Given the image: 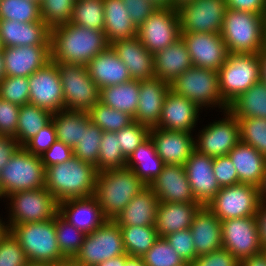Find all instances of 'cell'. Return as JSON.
<instances>
[{
    "instance_id": "50",
    "label": "cell",
    "mask_w": 266,
    "mask_h": 266,
    "mask_svg": "<svg viewBox=\"0 0 266 266\" xmlns=\"http://www.w3.org/2000/svg\"><path fill=\"white\" fill-rule=\"evenodd\" d=\"M28 77L5 76L0 81V99L23 106L29 103Z\"/></svg>"
},
{
    "instance_id": "63",
    "label": "cell",
    "mask_w": 266,
    "mask_h": 266,
    "mask_svg": "<svg viewBox=\"0 0 266 266\" xmlns=\"http://www.w3.org/2000/svg\"><path fill=\"white\" fill-rule=\"evenodd\" d=\"M240 266H266V250L241 260Z\"/></svg>"
},
{
    "instance_id": "70",
    "label": "cell",
    "mask_w": 266,
    "mask_h": 266,
    "mask_svg": "<svg viewBox=\"0 0 266 266\" xmlns=\"http://www.w3.org/2000/svg\"><path fill=\"white\" fill-rule=\"evenodd\" d=\"M192 1L193 0H171V7L175 8L177 10L182 5H185V4L192 2Z\"/></svg>"
},
{
    "instance_id": "77",
    "label": "cell",
    "mask_w": 266,
    "mask_h": 266,
    "mask_svg": "<svg viewBox=\"0 0 266 266\" xmlns=\"http://www.w3.org/2000/svg\"><path fill=\"white\" fill-rule=\"evenodd\" d=\"M179 266H191V263H187L185 265H179Z\"/></svg>"
},
{
    "instance_id": "62",
    "label": "cell",
    "mask_w": 266,
    "mask_h": 266,
    "mask_svg": "<svg viewBox=\"0 0 266 266\" xmlns=\"http://www.w3.org/2000/svg\"><path fill=\"white\" fill-rule=\"evenodd\" d=\"M260 242L266 249V202L261 201L255 215Z\"/></svg>"
},
{
    "instance_id": "12",
    "label": "cell",
    "mask_w": 266,
    "mask_h": 266,
    "mask_svg": "<svg viewBox=\"0 0 266 266\" xmlns=\"http://www.w3.org/2000/svg\"><path fill=\"white\" fill-rule=\"evenodd\" d=\"M123 254L126 252L121 229L113 220H107L102 226L86 234L80 251L73 259L87 266H97Z\"/></svg>"
},
{
    "instance_id": "5",
    "label": "cell",
    "mask_w": 266,
    "mask_h": 266,
    "mask_svg": "<svg viewBox=\"0 0 266 266\" xmlns=\"http://www.w3.org/2000/svg\"><path fill=\"white\" fill-rule=\"evenodd\" d=\"M9 231L18 240L28 261L57 265L66 260L58 247L55 217L46 221L11 225Z\"/></svg>"
},
{
    "instance_id": "25",
    "label": "cell",
    "mask_w": 266,
    "mask_h": 266,
    "mask_svg": "<svg viewBox=\"0 0 266 266\" xmlns=\"http://www.w3.org/2000/svg\"><path fill=\"white\" fill-rule=\"evenodd\" d=\"M58 213L85 234L93 232L108 220L93 196L63 200L59 202Z\"/></svg>"
},
{
    "instance_id": "17",
    "label": "cell",
    "mask_w": 266,
    "mask_h": 266,
    "mask_svg": "<svg viewBox=\"0 0 266 266\" xmlns=\"http://www.w3.org/2000/svg\"><path fill=\"white\" fill-rule=\"evenodd\" d=\"M29 103L55 113L65 109L57 63L50 61L28 77Z\"/></svg>"
},
{
    "instance_id": "1",
    "label": "cell",
    "mask_w": 266,
    "mask_h": 266,
    "mask_svg": "<svg viewBox=\"0 0 266 266\" xmlns=\"http://www.w3.org/2000/svg\"><path fill=\"white\" fill-rule=\"evenodd\" d=\"M109 46L104 31L72 23L50 29L51 61L87 65Z\"/></svg>"
},
{
    "instance_id": "39",
    "label": "cell",
    "mask_w": 266,
    "mask_h": 266,
    "mask_svg": "<svg viewBox=\"0 0 266 266\" xmlns=\"http://www.w3.org/2000/svg\"><path fill=\"white\" fill-rule=\"evenodd\" d=\"M52 121V113L34 104L27 103L20 106L16 141L23 147L42 128Z\"/></svg>"
},
{
    "instance_id": "67",
    "label": "cell",
    "mask_w": 266,
    "mask_h": 266,
    "mask_svg": "<svg viewBox=\"0 0 266 266\" xmlns=\"http://www.w3.org/2000/svg\"><path fill=\"white\" fill-rule=\"evenodd\" d=\"M151 1L156 8H170L171 0H149Z\"/></svg>"
},
{
    "instance_id": "52",
    "label": "cell",
    "mask_w": 266,
    "mask_h": 266,
    "mask_svg": "<svg viewBox=\"0 0 266 266\" xmlns=\"http://www.w3.org/2000/svg\"><path fill=\"white\" fill-rule=\"evenodd\" d=\"M27 263L18 240L9 231L0 241V266H26Z\"/></svg>"
},
{
    "instance_id": "27",
    "label": "cell",
    "mask_w": 266,
    "mask_h": 266,
    "mask_svg": "<svg viewBox=\"0 0 266 266\" xmlns=\"http://www.w3.org/2000/svg\"><path fill=\"white\" fill-rule=\"evenodd\" d=\"M0 37L3 47L50 46V28L44 21L0 20Z\"/></svg>"
},
{
    "instance_id": "14",
    "label": "cell",
    "mask_w": 266,
    "mask_h": 266,
    "mask_svg": "<svg viewBox=\"0 0 266 266\" xmlns=\"http://www.w3.org/2000/svg\"><path fill=\"white\" fill-rule=\"evenodd\" d=\"M227 4L225 0H193L177 9L181 33L220 34Z\"/></svg>"
},
{
    "instance_id": "10",
    "label": "cell",
    "mask_w": 266,
    "mask_h": 266,
    "mask_svg": "<svg viewBox=\"0 0 266 266\" xmlns=\"http://www.w3.org/2000/svg\"><path fill=\"white\" fill-rule=\"evenodd\" d=\"M5 198L11 200L9 227L51 220L59 212V202L45 187L14 192Z\"/></svg>"
},
{
    "instance_id": "8",
    "label": "cell",
    "mask_w": 266,
    "mask_h": 266,
    "mask_svg": "<svg viewBox=\"0 0 266 266\" xmlns=\"http://www.w3.org/2000/svg\"><path fill=\"white\" fill-rule=\"evenodd\" d=\"M218 80L221 97L229 105L260 81L257 54L229 53L226 62L218 70Z\"/></svg>"
},
{
    "instance_id": "35",
    "label": "cell",
    "mask_w": 266,
    "mask_h": 266,
    "mask_svg": "<svg viewBox=\"0 0 266 266\" xmlns=\"http://www.w3.org/2000/svg\"><path fill=\"white\" fill-rule=\"evenodd\" d=\"M164 165L150 136L137 147L126 162V168L133 170L146 186L159 176Z\"/></svg>"
},
{
    "instance_id": "78",
    "label": "cell",
    "mask_w": 266,
    "mask_h": 266,
    "mask_svg": "<svg viewBox=\"0 0 266 266\" xmlns=\"http://www.w3.org/2000/svg\"><path fill=\"white\" fill-rule=\"evenodd\" d=\"M33 1L37 2L38 4H40L42 0H33Z\"/></svg>"
},
{
    "instance_id": "30",
    "label": "cell",
    "mask_w": 266,
    "mask_h": 266,
    "mask_svg": "<svg viewBox=\"0 0 266 266\" xmlns=\"http://www.w3.org/2000/svg\"><path fill=\"white\" fill-rule=\"evenodd\" d=\"M201 207L200 203L159 202L155 224L158 236L189 229Z\"/></svg>"
},
{
    "instance_id": "43",
    "label": "cell",
    "mask_w": 266,
    "mask_h": 266,
    "mask_svg": "<svg viewBox=\"0 0 266 266\" xmlns=\"http://www.w3.org/2000/svg\"><path fill=\"white\" fill-rule=\"evenodd\" d=\"M55 228L62 255L66 259H73L80 251L86 234L70 224L59 213L55 216Z\"/></svg>"
},
{
    "instance_id": "53",
    "label": "cell",
    "mask_w": 266,
    "mask_h": 266,
    "mask_svg": "<svg viewBox=\"0 0 266 266\" xmlns=\"http://www.w3.org/2000/svg\"><path fill=\"white\" fill-rule=\"evenodd\" d=\"M164 238L185 262L192 263L197 258V253L190 229H184L170 233Z\"/></svg>"
},
{
    "instance_id": "66",
    "label": "cell",
    "mask_w": 266,
    "mask_h": 266,
    "mask_svg": "<svg viewBox=\"0 0 266 266\" xmlns=\"http://www.w3.org/2000/svg\"><path fill=\"white\" fill-rule=\"evenodd\" d=\"M125 266H146L141 257L126 254Z\"/></svg>"
},
{
    "instance_id": "45",
    "label": "cell",
    "mask_w": 266,
    "mask_h": 266,
    "mask_svg": "<svg viewBox=\"0 0 266 266\" xmlns=\"http://www.w3.org/2000/svg\"><path fill=\"white\" fill-rule=\"evenodd\" d=\"M0 20L20 23L43 21L40 17V6L33 0H0Z\"/></svg>"
},
{
    "instance_id": "71",
    "label": "cell",
    "mask_w": 266,
    "mask_h": 266,
    "mask_svg": "<svg viewBox=\"0 0 266 266\" xmlns=\"http://www.w3.org/2000/svg\"><path fill=\"white\" fill-rule=\"evenodd\" d=\"M5 77V64L2 52H0V81Z\"/></svg>"
},
{
    "instance_id": "40",
    "label": "cell",
    "mask_w": 266,
    "mask_h": 266,
    "mask_svg": "<svg viewBox=\"0 0 266 266\" xmlns=\"http://www.w3.org/2000/svg\"><path fill=\"white\" fill-rule=\"evenodd\" d=\"M126 254L143 256L159 238L155 226H119Z\"/></svg>"
},
{
    "instance_id": "72",
    "label": "cell",
    "mask_w": 266,
    "mask_h": 266,
    "mask_svg": "<svg viewBox=\"0 0 266 266\" xmlns=\"http://www.w3.org/2000/svg\"><path fill=\"white\" fill-rule=\"evenodd\" d=\"M26 266H57L56 264L47 263V262H31L28 261Z\"/></svg>"
},
{
    "instance_id": "31",
    "label": "cell",
    "mask_w": 266,
    "mask_h": 266,
    "mask_svg": "<svg viewBox=\"0 0 266 266\" xmlns=\"http://www.w3.org/2000/svg\"><path fill=\"white\" fill-rule=\"evenodd\" d=\"M155 77L172 83L192 67L188 48L182 37L168 47L153 54Z\"/></svg>"
},
{
    "instance_id": "47",
    "label": "cell",
    "mask_w": 266,
    "mask_h": 266,
    "mask_svg": "<svg viewBox=\"0 0 266 266\" xmlns=\"http://www.w3.org/2000/svg\"><path fill=\"white\" fill-rule=\"evenodd\" d=\"M75 0H42L40 17L51 29L70 22Z\"/></svg>"
},
{
    "instance_id": "56",
    "label": "cell",
    "mask_w": 266,
    "mask_h": 266,
    "mask_svg": "<svg viewBox=\"0 0 266 266\" xmlns=\"http://www.w3.org/2000/svg\"><path fill=\"white\" fill-rule=\"evenodd\" d=\"M20 106L0 99V136H16Z\"/></svg>"
},
{
    "instance_id": "38",
    "label": "cell",
    "mask_w": 266,
    "mask_h": 266,
    "mask_svg": "<svg viewBox=\"0 0 266 266\" xmlns=\"http://www.w3.org/2000/svg\"><path fill=\"white\" fill-rule=\"evenodd\" d=\"M228 110L237 119H266V85L260 81L252 85L229 104Z\"/></svg>"
},
{
    "instance_id": "32",
    "label": "cell",
    "mask_w": 266,
    "mask_h": 266,
    "mask_svg": "<svg viewBox=\"0 0 266 266\" xmlns=\"http://www.w3.org/2000/svg\"><path fill=\"white\" fill-rule=\"evenodd\" d=\"M234 164L238 183L261 186L266 170V157L254 147L240 141L228 154Z\"/></svg>"
},
{
    "instance_id": "36",
    "label": "cell",
    "mask_w": 266,
    "mask_h": 266,
    "mask_svg": "<svg viewBox=\"0 0 266 266\" xmlns=\"http://www.w3.org/2000/svg\"><path fill=\"white\" fill-rule=\"evenodd\" d=\"M52 121L56 128L57 140L72 149L80 142L83 131L91 123L88 112L65 109L52 113Z\"/></svg>"
},
{
    "instance_id": "51",
    "label": "cell",
    "mask_w": 266,
    "mask_h": 266,
    "mask_svg": "<svg viewBox=\"0 0 266 266\" xmlns=\"http://www.w3.org/2000/svg\"><path fill=\"white\" fill-rule=\"evenodd\" d=\"M150 128L133 121L126 127L117 131L119 147L126 159L149 137Z\"/></svg>"
},
{
    "instance_id": "26",
    "label": "cell",
    "mask_w": 266,
    "mask_h": 266,
    "mask_svg": "<svg viewBox=\"0 0 266 266\" xmlns=\"http://www.w3.org/2000/svg\"><path fill=\"white\" fill-rule=\"evenodd\" d=\"M120 60L128 68L132 80L155 77L153 53H150L138 37L118 40L110 44Z\"/></svg>"
},
{
    "instance_id": "73",
    "label": "cell",
    "mask_w": 266,
    "mask_h": 266,
    "mask_svg": "<svg viewBox=\"0 0 266 266\" xmlns=\"http://www.w3.org/2000/svg\"><path fill=\"white\" fill-rule=\"evenodd\" d=\"M9 232V227H0V241L5 237Z\"/></svg>"
},
{
    "instance_id": "9",
    "label": "cell",
    "mask_w": 266,
    "mask_h": 266,
    "mask_svg": "<svg viewBox=\"0 0 266 266\" xmlns=\"http://www.w3.org/2000/svg\"><path fill=\"white\" fill-rule=\"evenodd\" d=\"M56 63L65 110L88 112L100 101V88L91 79L87 65Z\"/></svg>"
},
{
    "instance_id": "2",
    "label": "cell",
    "mask_w": 266,
    "mask_h": 266,
    "mask_svg": "<svg viewBox=\"0 0 266 266\" xmlns=\"http://www.w3.org/2000/svg\"><path fill=\"white\" fill-rule=\"evenodd\" d=\"M97 169L73 156L69 161L45 168V188L58 202L94 195Z\"/></svg>"
},
{
    "instance_id": "41",
    "label": "cell",
    "mask_w": 266,
    "mask_h": 266,
    "mask_svg": "<svg viewBox=\"0 0 266 266\" xmlns=\"http://www.w3.org/2000/svg\"><path fill=\"white\" fill-rule=\"evenodd\" d=\"M103 0H75L70 23L104 31Z\"/></svg>"
},
{
    "instance_id": "24",
    "label": "cell",
    "mask_w": 266,
    "mask_h": 266,
    "mask_svg": "<svg viewBox=\"0 0 266 266\" xmlns=\"http://www.w3.org/2000/svg\"><path fill=\"white\" fill-rule=\"evenodd\" d=\"M199 108L190 99L170 90L165 98L157 128L192 133L199 118Z\"/></svg>"
},
{
    "instance_id": "23",
    "label": "cell",
    "mask_w": 266,
    "mask_h": 266,
    "mask_svg": "<svg viewBox=\"0 0 266 266\" xmlns=\"http://www.w3.org/2000/svg\"><path fill=\"white\" fill-rule=\"evenodd\" d=\"M171 90L170 83L160 78H152L140 81L139 103L134 121L139 124L156 127L161 116L163 104L168 92Z\"/></svg>"
},
{
    "instance_id": "13",
    "label": "cell",
    "mask_w": 266,
    "mask_h": 266,
    "mask_svg": "<svg viewBox=\"0 0 266 266\" xmlns=\"http://www.w3.org/2000/svg\"><path fill=\"white\" fill-rule=\"evenodd\" d=\"M137 37L156 53L181 38L179 13L175 8H157L138 28Z\"/></svg>"
},
{
    "instance_id": "11",
    "label": "cell",
    "mask_w": 266,
    "mask_h": 266,
    "mask_svg": "<svg viewBox=\"0 0 266 266\" xmlns=\"http://www.w3.org/2000/svg\"><path fill=\"white\" fill-rule=\"evenodd\" d=\"M261 204L257 186L237 183L222 187L207 207L220 221L255 216Z\"/></svg>"
},
{
    "instance_id": "74",
    "label": "cell",
    "mask_w": 266,
    "mask_h": 266,
    "mask_svg": "<svg viewBox=\"0 0 266 266\" xmlns=\"http://www.w3.org/2000/svg\"><path fill=\"white\" fill-rule=\"evenodd\" d=\"M5 222H2V220L0 219V227H9L8 224H6Z\"/></svg>"
},
{
    "instance_id": "34",
    "label": "cell",
    "mask_w": 266,
    "mask_h": 266,
    "mask_svg": "<svg viewBox=\"0 0 266 266\" xmlns=\"http://www.w3.org/2000/svg\"><path fill=\"white\" fill-rule=\"evenodd\" d=\"M104 33L109 45L118 40L137 36V27L132 22L122 0H103Z\"/></svg>"
},
{
    "instance_id": "6",
    "label": "cell",
    "mask_w": 266,
    "mask_h": 266,
    "mask_svg": "<svg viewBox=\"0 0 266 266\" xmlns=\"http://www.w3.org/2000/svg\"><path fill=\"white\" fill-rule=\"evenodd\" d=\"M170 88L175 94L190 99L199 108L218 105L223 112L228 110L229 105L219 91L218 71L192 66L172 81Z\"/></svg>"
},
{
    "instance_id": "21",
    "label": "cell",
    "mask_w": 266,
    "mask_h": 266,
    "mask_svg": "<svg viewBox=\"0 0 266 266\" xmlns=\"http://www.w3.org/2000/svg\"><path fill=\"white\" fill-rule=\"evenodd\" d=\"M5 76L29 77L51 61L50 46L3 47Z\"/></svg>"
},
{
    "instance_id": "42",
    "label": "cell",
    "mask_w": 266,
    "mask_h": 266,
    "mask_svg": "<svg viewBox=\"0 0 266 266\" xmlns=\"http://www.w3.org/2000/svg\"><path fill=\"white\" fill-rule=\"evenodd\" d=\"M88 113L91 122L103 132H117L134 121L130 114L110 108L100 101Z\"/></svg>"
},
{
    "instance_id": "57",
    "label": "cell",
    "mask_w": 266,
    "mask_h": 266,
    "mask_svg": "<svg viewBox=\"0 0 266 266\" xmlns=\"http://www.w3.org/2000/svg\"><path fill=\"white\" fill-rule=\"evenodd\" d=\"M191 266H240V261L224 248L198 256Z\"/></svg>"
},
{
    "instance_id": "61",
    "label": "cell",
    "mask_w": 266,
    "mask_h": 266,
    "mask_svg": "<svg viewBox=\"0 0 266 266\" xmlns=\"http://www.w3.org/2000/svg\"><path fill=\"white\" fill-rule=\"evenodd\" d=\"M20 147L14 137L0 136V172Z\"/></svg>"
},
{
    "instance_id": "69",
    "label": "cell",
    "mask_w": 266,
    "mask_h": 266,
    "mask_svg": "<svg viewBox=\"0 0 266 266\" xmlns=\"http://www.w3.org/2000/svg\"><path fill=\"white\" fill-rule=\"evenodd\" d=\"M57 266H87V265L78 263L74 259H66V260L60 262L59 264H57Z\"/></svg>"
},
{
    "instance_id": "60",
    "label": "cell",
    "mask_w": 266,
    "mask_h": 266,
    "mask_svg": "<svg viewBox=\"0 0 266 266\" xmlns=\"http://www.w3.org/2000/svg\"><path fill=\"white\" fill-rule=\"evenodd\" d=\"M227 8L251 12L256 14H266V0H225Z\"/></svg>"
},
{
    "instance_id": "44",
    "label": "cell",
    "mask_w": 266,
    "mask_h": 266,
    "mask_svg": "<svg viewBox=\"0 0 266 266\" xmlns=\"http://www.w3.org/2000/svg\"><path fill=\"white\" fill-rule=\"evenodd\" d=\"M127 159L124 157L116 132H103L98 164L95 166L98 172L110 169H121L126 167Z\"/></svg>"
},
{
    "instance_id": "3",
    "label": "cell",
    "mask_w": 266,
    "mask_h": 266,
    "mask_svg": "<svg viewBox=\"0 0 266 266\" xmlns=\"http://www.w3.org/2000/svg\"><path fill=\"white\" fill-rule=\"evenodd\" d=\"M146 187L131 169H110L97 173L93 197L103 215L108 220H114Z\"/></svg>"
},
{
    "instance_id": "46",
    "label": "cell",
    "mask_w": 266,
    "mask_h": 266,
    "mask_svg": "<svg viewBox=\"0 0 266 266\" xmlns=\"http://www.w3.org/2000/svg\"><path fill=\"white\" fill-rule=\"evenodd\" d=\"M102 135L103 131L91 122L83 131L80 142L73 148V155L83 162L96 166Z\"/></svg>"
},
{
    "instance_id": "59",
    "label": "cell",
    "mask_w": 266,
    "mask_h": 266,
    "mask_svg": "<svg viewBox=\"0 0 266 266\" xmlns=\"http://www.w3.org/2000/svg\"><path fill=\"white\" fill-rule=\"evenodd\" d=\"M128 14L138 28L157 8L149 0H122Z\"/></svg>"
},
{
    "instance_id": "16",
    "label": "cell",
    "mask_w": 266,
    "mask_h": 266,
    "mask_svg": "<svg viewBox=\"0 0 266 266\" xmlns=\"http://www.w3.org/2000/svg\"><path fill=\"white\" fill-rule=\"evenodd\" d=\"M224 114L226 118L209 124L197 135L195 149L199 153L213 158L225 156L240 142L238 119L229 110Z\"/></svg>"
},
{
    "instance_id": "49",
    "label": "cell",
    "mask_w": 266,
    "mask_h": 266,
    "mask_svg": "<svg viewBox=\"0 0 266 266\" xmlns=\"http://www.w3.org/2000/svg\"><path fill=\"white\" fill-rule=\"evenodd\" d=\"M141 258L146 266H179L187 264L164 237H159Z\"/></svg>"
},
{
    "instance_id": "33",
    "label": "cell",
    "mask_w": 266,
    "mask_h": 266,
    "mask_svg": "<svg viewBox=\"0 0 266 266\" xmlns=\"http://www.w3.org/2000/svg\"><path fill=\"white\" fill-rule=\"evenodd\" d=\"M159 199L147 186L113 220L118 226H155Z\"/></svg>"
},
{
    "instance_id": "37",
    "label": "cell",
    "mask_w": 266,
    "mask_h": 266,
    "mask_svg": "<svg viewBox=\"0 0 266 266\" xmlns=\"http://www.w3.org/2000/svg\"><path fill=\"white\" fill-rule=\"evenodd\" d=\"M139 91L138 80L104 87L100 89V102L134 117L139 103Z\"/></svg>"
},
{
    "instance_id": "64",
    "label": "cell",
    "mask_w": 266,
    "mask_h": 266,
    "mask_svg": "<svg viewBox=\"0 0 266 266\" xmlns=\"http://www.w3.org/2000/svg\"><path fill=\"white\" fill-rule=\"evenodd\" d=\"M259 59L260 82L266 85V45L257 53Z\"/></svg>"
},
{
    "instance_id": "76",
    "label": "cell",
    "mask_w": 266,
    "mask_h": 266,
    "mask_svg": "<svg viewBox=\"0 0 266 266\" xmlns=\"http://www.w3.org/2000/svg\"><path fill=\"white\" fill-rule=\"evenodd\" d=\"M3 198V195H2V190H1V184H0V198Z\"/></svg>"
},
{
    "instance_id": "28",
    "label": "cell",
    "mask_w": 266,
    "mask_h": 266,
    "mask_svg": "<svg viewBox=\"0 0 266 266\" xmlns=\"http://www.w3.org/2000/svg\"><path fill=\"white\" fill-rule=\"evenodd\" d=\"M189 229L197 257L223 248L221 221L207 206L198 210Z\"/></svg>"
},
{
    "instance_id": "18",
    "label": "cell",
    "mask_w": 266,
    "mask_h": 266,
    "mask_svg": "<svg viewBox=\"0 0 266 266\" xmlns=\"http://www.w3.org/2000/svg\"><path fill=\"white\" fill-rule=\"evenodd\" d=\"M181 37L193 66L218 71L226 62L229 53L221 34L181 33Z\"/></svg>"
},
{
    "instance_id": "75",
    "label": "cell",
    "mask_w": 266,
    "mask_h": 266,
    "mask_svg": "<svg viewBox=\"0 0 266 266\" xmlns=\"http://www.w3.org/2000/svg\"><path fill=\"white\" fill-rule=\"evenodd\" d=\"M3 51V45H2V42H1V37H0V52Z\"/></svg>"
},
{
    "instance_id": "48",
    "label": "cell",
    "mask_w": 266,
    "mask_h": 266,
    "mask_svg": "<svg viewBox=\"0 0 266 266\" xmlns=\"http://www.w3.org/2000/svg\"><path fill=\"white\" fill-rule=\"evenodd\" d=\"M240 127V141L254 147L266 157V119L247 118L238 119Z\"/></svg>"
},
{
    "instance_id": "20",
    "label": "cell",
    "mask_w": 266,
    "mask_h": 266,
    "mask_svg": "<svg viewBox=\"0 0 266 266\" xmlns=\"http://www.w3.org/2000/svg\"><path fill=\"white\" fill-rule=\"evenodd\" d=\"M149 136L164 164L184 166L195 150V140L189 132L153 127L150 128Z\"/></svg>"
},
{
    "instance_id": "4",
    "label": "cell",
    "mask_w": 266,
    "mask_h": 266,
    "mask_svg": "<svg viewBox=\"0 0 266 266\" xmlns=\"http://www.w3.org/2000/svg\"><path fill=\"white\" fill-rule=\"evenodd\" d=\"M220 34L228 53L257 54L266 45V14L227 8Z\"/></svg>"
},
{
    "instance_id": "19",
    "label": "cell",
    "mask_w": 266,
    "mask_h": 266,
    "mask_svg": "<svg viewBox=\"0 0 266 266\" xmlns=\"http://www.w3.org/2000/svg\"><path fill=\"white\" fill-rule=\"evenodd\" d=\"M184 167L193 196L202 206H207L220 190L214 176L213 157L201 154L195 149Z\"/></svg>"
},
{
    "instance_id": "29",
    "label": "cell",
    "mask_w": 266,
    "mask_h": 266,
    "mask_svg": "<svg viewBox=\"0 0 266 266\" xmlns=\"http://www.w3.org/2000/svg\"><path fill=\"white\" fill-rule=\"evenodd\" d=\"M87 69L100 89L132 80L128 68L110 45L87 64Z\"/></svg>"
},
{
    "instance_id": "55",
    "label": "cell",
    "mask_w": 266,
    "mask_h": 266,
    "mask_svg": "<svg viewBox=\"0 0 266 266\" xmlns=\"http://www.w3.org/2000/svg\"><path fill=\"white\" fill-rule=\"evenodd\" d=\"M213 170L220 188L238 183L237 170L228 155L214 157Z\"/></svg>"
},
{
    "instance_id": "54",
    "label": "cell",
    "mask_w": 266,
    "mask_h": 266,
    "mask_svg": "<svg viewBox=\"0 0 266 266\" xmlns=\"http://www.w3.org/2000/svg\"><path fill=\"white\" fill-rule=\"evenodd\" d=\"M57 141L56 128L51 121L42 128L33 138H31L23 147L33 155H43L54 142Z\"/></svg>"
},
{
    "instance_id": "15",
    "label": "cell",
    "mask_w": 266,
    "mask_h": 266,
    "mask_svg": "<svg viewBox=\"0 0 266 266\" xmlns=\"http://www.w3.org/2000/svg\"><path fill=\"white\" fill-rule=\"evenodd\" d=\"M223 248L239 261L264 251L255 216L221 221Z\"/></svg>"
},
{
    "instance_id": "68",
    "label": "cell",
    "mask_w": 266,
    "mask_h": 266,
    "mask_svg": "<svg viewBox=\"0 0 266 266\" xmlns=\"http://www.w3.org/2000/svg\"><path fill=\"white\" fill-rule=\"evenodd\" d=\"M259 192L261 201L266 202V170L264 173L262 184L259 187Z\"/></svg>"
},
{
    "instance_id": "7",
    "label": "cell",
    "mask_w": 266,
    "mask_h": 266,
    "mask_svg": "<svg viewBox=\"0 0 266 266\" xmlns=\"http://www.w3.org/2000/svg\"><path fill=\"white\" fill-rule=\"evenodd\" d=\"M3 197L45 187V168L41 157L20 147L0 172Z\"/></svg>"
},
{
    "instance_id": "22",
    "label": "cell",
    "mask_w": 266,
    "mask_h": 266,
    "mask_svg": "<svg viewBox=\"0 0 266 266\" xmlns=\"http://www.w3.org/2000/svg\"><path fill=\"white\" fill-rule=\"evenodd\" d=\"M149 187L160 202L198 203L192 194L183 165L165 164Z\"/></svg>"
},
{
    "instance_id": "58",
    "label": "cell",
    "mask_w": 266,
    "mask_h": 266,
    "mask_svg": "<svg viewBox=\"0 0 266 266\" xmlns=\"http://www.w3.org/2000/svg\"><path fill=\"white\" fill-rule=\"evenodd\" d=\"M73 156V149L70 146L65 145L63 142L57 140L40 157L44 168H48L50 166L69 161Z\"/></svg>"
},
{
    "instance_id": "65",
    "label": "cell",
    "mask_w": 266,
    "mask_h": 266,
    "mask_svg": "<svg viewBox=\"0 0 266 266\" xmlns=\"http://www.w3.org/2000/svg\"><path fill=\"white\" fill-rule=\"evenodd\" d=\"M126 254L107 259L97 266H125Z\"/></svg>"
}]
</instances>
